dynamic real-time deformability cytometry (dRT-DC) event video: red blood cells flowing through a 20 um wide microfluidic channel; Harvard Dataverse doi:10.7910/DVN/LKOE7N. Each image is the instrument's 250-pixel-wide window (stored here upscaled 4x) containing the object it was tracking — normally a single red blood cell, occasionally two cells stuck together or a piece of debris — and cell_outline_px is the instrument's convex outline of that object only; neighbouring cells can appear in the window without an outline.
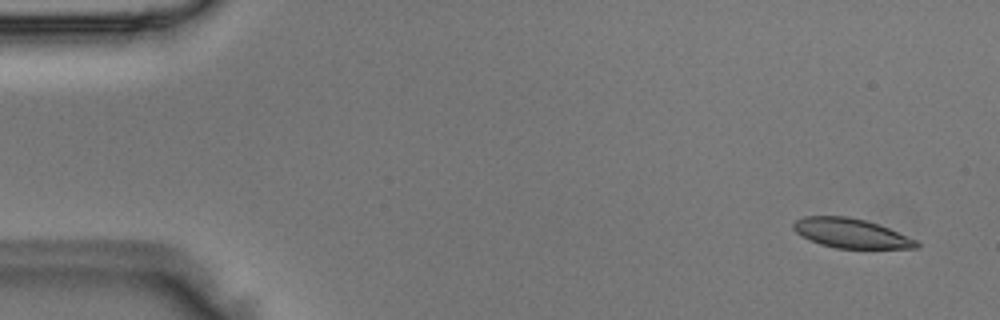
{"species": "Egyptian fruit bat (a non-hibernating species)", "species_latin": "Rousettus aegyptiacus", "temperature_condition": "room temperature", "stored_images_in_passage": 4, "camera_frame_rate_fps": 3000, "um_per_image_px": 0.085, "animal": {"sex": "male"}, "frame": {"image": 1, "passage_image": 4, "time_ms": 1.0, "image_size_px": [1000, 320], "cell_outline_px": [[920, 248], [836, 248], [820, 244], [796, 232], [792, 228], [792, 224], [796, 220], [804, 216], [848, 216], [864, 220], [888, 228], [916, 240], [920, 244]], "centroid_in_image_um": [72.32, 19.82], "position_along_channel_um": 12.7, "area_um2": 20.81}}